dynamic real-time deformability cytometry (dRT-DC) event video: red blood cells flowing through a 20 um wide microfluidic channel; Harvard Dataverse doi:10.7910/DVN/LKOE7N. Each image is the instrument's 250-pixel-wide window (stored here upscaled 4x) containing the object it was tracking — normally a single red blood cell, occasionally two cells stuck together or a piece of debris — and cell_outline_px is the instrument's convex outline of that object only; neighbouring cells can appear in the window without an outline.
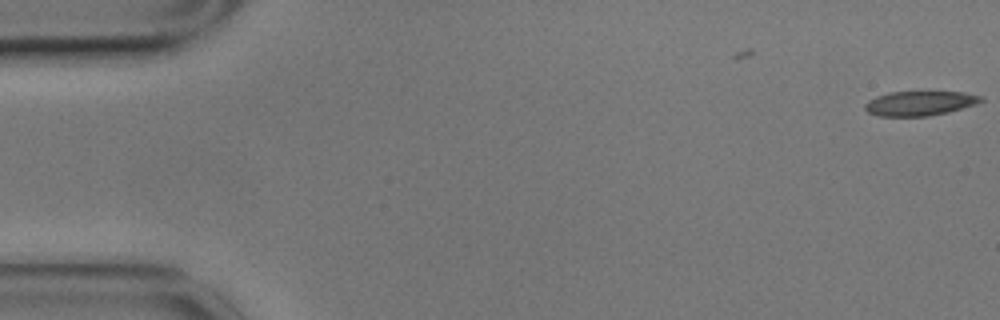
{"species": "common noctule bat (a hibernating species)", "species_latin": "Nyctalus noctula", "temperature_condition": "cold", "stored_images_in_passage": 5, "camera_frame_rate_fps": 3000, "um_per_image_px": 0.085, "animal": {"sex": "male", "body_mass_g": 17.9}, "frame": {"image": 1, "passage_image": 5, "time_ms": 1.333, "image_size_px": [1000, 320], "cell_outline_px": [[984, 100], [976, 104], [948, 112], [928, 116], [876, 116], [868, 112], [864, 108], [864, 104], [868, 100], [876, 96], [892, 92], [964, 92], [980, 96]], "centroid_in_image_um": [78.15, 8.78], "position_along_channel_um": 6.9, "area_um2": 16.53}}